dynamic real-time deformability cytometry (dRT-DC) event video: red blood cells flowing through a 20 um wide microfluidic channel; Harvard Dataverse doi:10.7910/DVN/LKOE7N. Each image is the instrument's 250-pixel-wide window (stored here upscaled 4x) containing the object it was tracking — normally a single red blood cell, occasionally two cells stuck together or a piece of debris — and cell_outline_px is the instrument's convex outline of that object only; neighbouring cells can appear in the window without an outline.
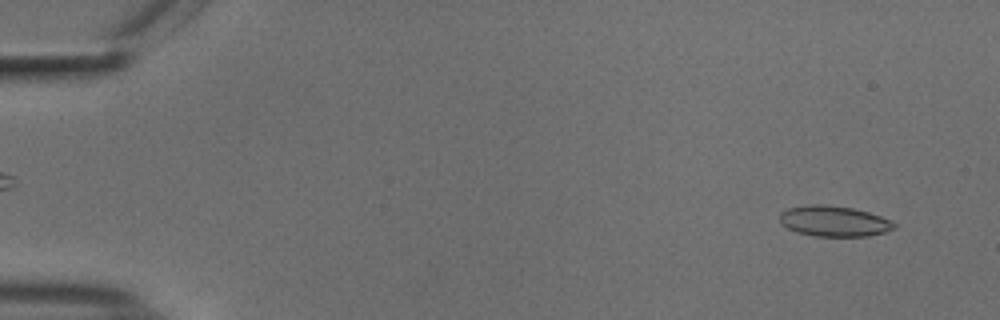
{"species": "common noctule bat (a hibernating species)", "species_latin": "Nyctalus noctula", "temperature_condition": "cold", "stored_images_in_passage": 53, "camera_frame_rate_fps": 3000, "um_per_image_px": 0.085, "animal": {"sex": "male", "body_mass_g": 18.8}, "frame": {"image": 1, "passage_image": 3, "time_ms": 0.667, "image_size_px": [1000, 320], "cell_outline_px": [[896, 228], [884, 232], [868, 236], [816, 236], [796, 232], [780, 224], [780, 212], [788, 208], [808, 204], [828, 204], [852, 208], [868, 212], [892, 220], [896, 224]], "centroid_in_image_um": [70.88, 18.79], "position_along_channel_um": 14.1, "area_um2": 20.58}}
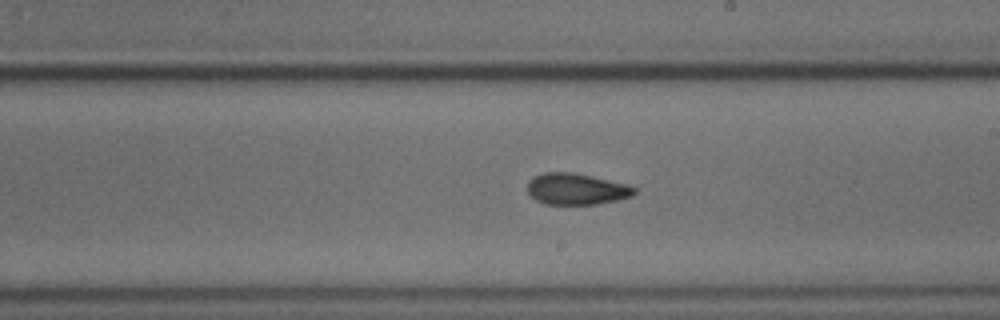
{"frame": {"image": 2, "passage_image": 31, "time_ms": 10.0, "image_size_px": [1000, 320], "cell_outline_px": [[636, 192], [632, 196], [616, 200], [596, 204], [544, 204], [536, 200], [528, 192], [528, 180], [544, 172], [576, 172], [628, 184], [636, 188]], "centroid_in_image_um": [49.01, 16.05], "position_along_channel_um": 240.0, "area_um2": 19.59}}
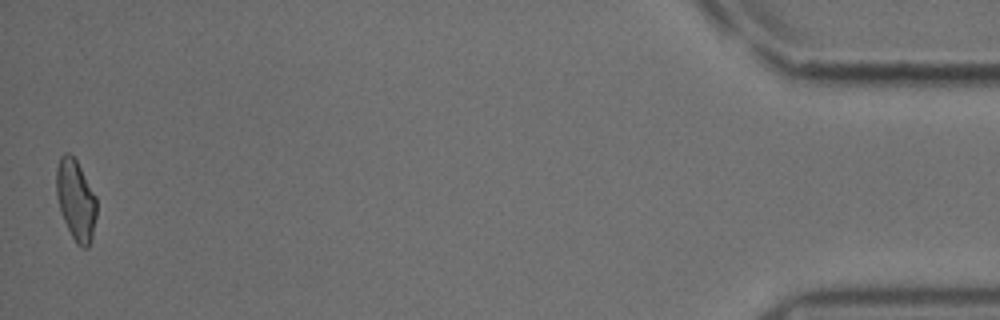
{"frame": {"image": 3, "passage_image": 53, "time_ms": 17.333, "image_size_px": [1000, 320], "cell_outline_px": [[96, 216], [92, 236], [88, 248], [80, 248], [76, 244], [60, 212], [56, 192], [56, 168], [60, 156], [64, 152], [68, 152], [76, 160], [96, 196]], "centroid_in_image_um": [6.43, 17.0], "position_along_channel_um": 428.8, "area_um2": 18.9}, "authors_computed_cell_mechanics": {"area_um2": 19.8832, "velocity_mm_per_s": 3.7389, "shape_relaxation_time_tau1_ms": 5.591, "shape_relaxation_time_tau2_ms": 1.6706, "deformation_change_tau1": 0.12, "deformation_change_tau2": 0.0648}}